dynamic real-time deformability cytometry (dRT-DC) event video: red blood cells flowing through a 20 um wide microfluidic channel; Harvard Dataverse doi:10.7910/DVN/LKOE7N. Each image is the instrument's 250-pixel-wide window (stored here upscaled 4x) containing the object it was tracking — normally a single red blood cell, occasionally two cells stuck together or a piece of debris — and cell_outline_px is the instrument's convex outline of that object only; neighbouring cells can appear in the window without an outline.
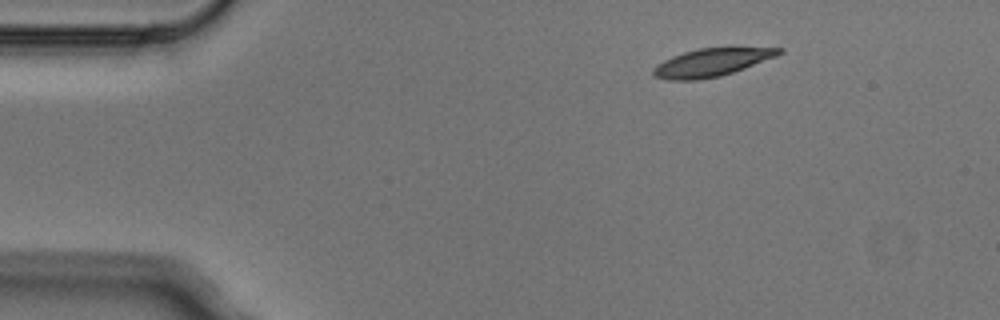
{"species": "Egyptian fruit bat (a non-hibernating species)", "species_latin": "Rousettus aegyptiacus", "temperature_condition": "cold", "stored_images_in_passage": 3, "camera_frame_rate_fps": 3000, "um_per_image_px": 0.085, "animal": {"sex": "male"}, "frame": {"image": 1, "passage_image": 1, "time_ms": 0.0, "image_size_px": [1000, 320], "cell_outline_px": [[784, 52], [776, 56], [744, 68], [720, 76], [696, 80], [668, 80], [656, 76], [652, 72], [652, 68], [656, 64], [672, 56], [684, 52], [700, 48], [732, 44], [784, 48]], "centroid_in_image_um": [60.58, 5.23], "position_along_channel_um": 24.4, "area_um2": 21.33}}